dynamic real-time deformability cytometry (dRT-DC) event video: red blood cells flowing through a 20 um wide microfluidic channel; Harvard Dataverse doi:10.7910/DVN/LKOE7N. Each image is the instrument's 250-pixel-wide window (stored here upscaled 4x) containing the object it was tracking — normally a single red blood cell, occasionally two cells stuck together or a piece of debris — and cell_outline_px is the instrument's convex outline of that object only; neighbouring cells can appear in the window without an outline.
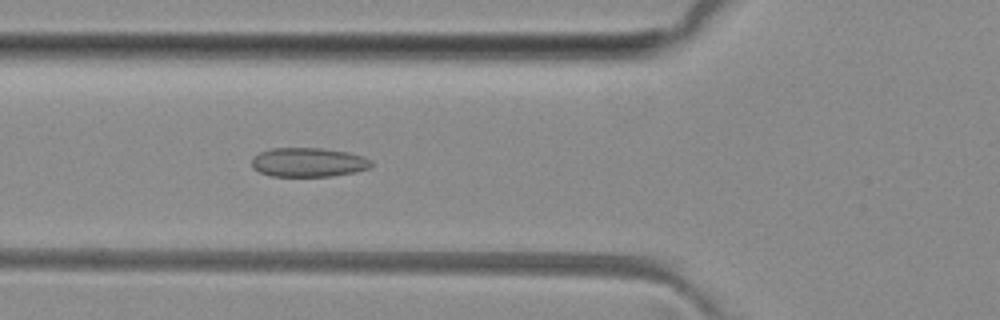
{"species": "common noctule bat (a hibernating species)", "species_latin": "Nyctalus noctula", "temperature_condition": "room temperature", "stored_images_in_passage": 50, "camera_frame_rate_fps": 3000, "um_per_image_px": 0.085, "animal": {"sex": "female", "body_mass_g": 29.2, "forearm_length_mm": 56.3}, "frame": {"image": 1, "passage_image": 18, "time_ms": 5.667, "image_size_px": [1000, 320], "cell_outline_px": [[372, 164], [368, 168], [356, 172], [332, 176], [272, 176], [260, 172], [252, 168], [252, 156], [260, 152], [272, 148], [320, 148], [348, 152], [364, 156], [372, 160]], "centroid_in_image_um": [26.21, 13.79], "position_along_channel_um": 99.6, "area_um2": 20.4}}
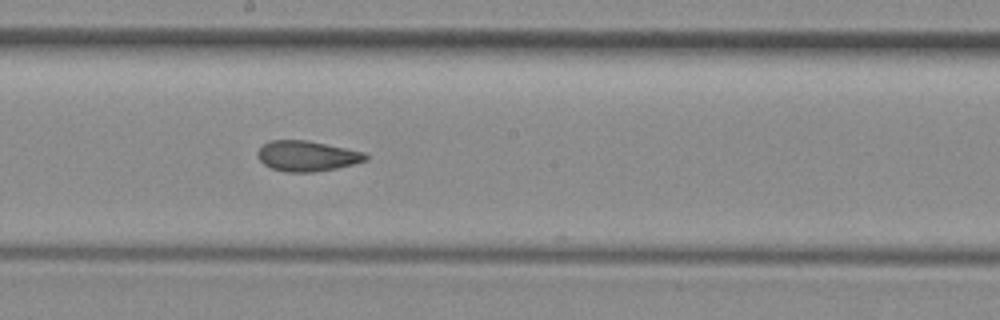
{"frame": {"image": 2, "passage_image": 27, "time_ms": 8.667, "image_size_px": [1000, 320], "cell_outline_px": [[368, 160], [336, 168], [312, 172], [284, 172], [272, 168], [264, 164], [256, 156], [256, 152], [268, 140], [304, 140], [364, 152], [368, 156]], "centroid_in_image_um": [26.05, 13.26], "position_along_channel_um": 222.1, "area_um2": 18.96}}
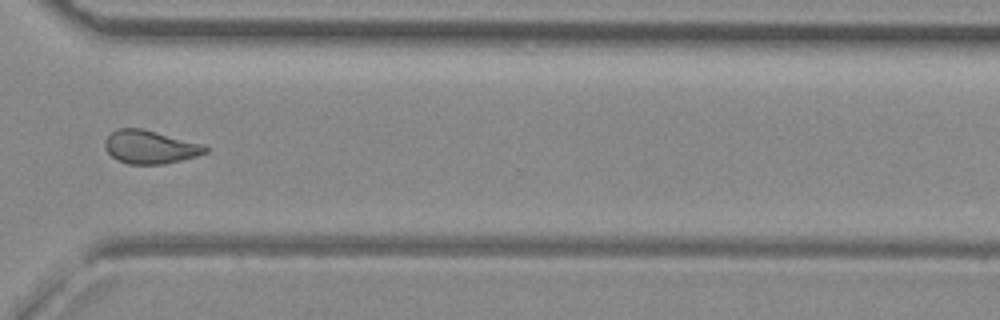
{"frame": {"image": 3, "passage_image": 37, "time_ms": 12.0, "image_size_px": [1000, 320], "cell_outline_px": [[208, 152], [196, 156], [164, 164], [128, 164], [112, 156], [104, 148], [104, 140], [116, 128], [140, 128], [204, 144], [208, 148]], "centroid_in_image_um": [12.75, 12.49], "position_along_channel_um": 357.8, "area_um2": 19.36}, "authors_computed_cell_mechanics": {"area_um2": 19.941, "velocity_mm_per_s": 4.0745, "shape_relaxation_time_tau1_ms": null, "shape_relaxation_time_tau2_ms": 1.7428, "deformation_change_tau1": null, "deformation_change_tau2": 0.0895}}